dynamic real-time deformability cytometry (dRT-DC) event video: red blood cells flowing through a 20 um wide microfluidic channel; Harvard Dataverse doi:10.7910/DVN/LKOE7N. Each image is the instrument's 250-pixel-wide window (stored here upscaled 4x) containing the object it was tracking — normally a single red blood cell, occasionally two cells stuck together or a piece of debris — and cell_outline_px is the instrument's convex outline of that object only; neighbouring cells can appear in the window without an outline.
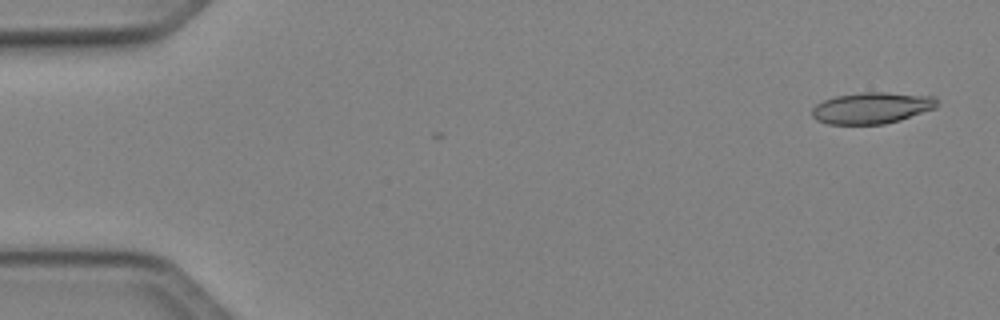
{"species": "Egyptian fruit bat (a non-hibernating species)", "species_latin": "Rousettus aegyptiacus", "temperature_condition": "cold", "stored_images_in_passage": 4, "camera_frame_rate_fps": 3000, "um_per_image_px": 0.085, "animal": {"sex": "female"}, "frame": {"image": 1, "passage_image": 2, "time_ms": 0.333, "image_size_px": [1000, 320], "cell_outline_px": [[940, 104], [936, 108], [900, 120], [884, 124], [828, 124], [816, 120], [812, 116], [812, 108], [816, 104], [824, 100], [836, 96], [860, 92], [884, 92], [936, 96]], "centroid_in_image_um": [74.14, 9.17], "position_along_channel_um": 10.9, "area_um2": 23.06}}